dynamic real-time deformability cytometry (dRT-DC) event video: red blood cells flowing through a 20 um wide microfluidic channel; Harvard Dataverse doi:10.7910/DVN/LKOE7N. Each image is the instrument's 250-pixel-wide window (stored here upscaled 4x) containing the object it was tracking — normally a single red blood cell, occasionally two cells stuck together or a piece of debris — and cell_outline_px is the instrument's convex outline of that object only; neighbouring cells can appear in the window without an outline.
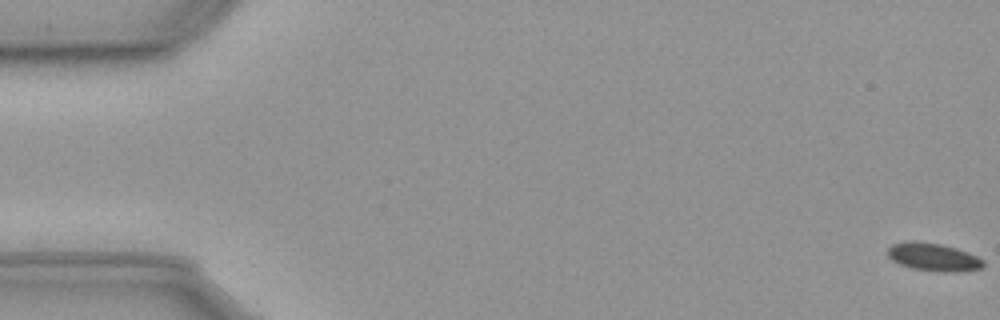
{"species": "common noctule bat (a hibernating species)", "species_latin": "Nyctalus noctula", "temperature_condition": "cold", "stored_images_in_passage": 58, "camera_frame_rate_fps": 3000, "um_per_image_px": 0.085, "animal": {"sex": "male", "body_mass_g": 23.1, "forearm_length_mm": 52.7}, "frame": {"image": 1, "passage_image": 1, "time_ms": 0.0, "image_size_px": [1000, 320], "cell_outline_px": [[984, 264], [980, 268], [964, 272], [940, 272], [912, 268], [900, 264], [892, 260], [888, 256], [888, 248], [892, 244], [908, 240], [916, 240], [940, 244], [956, 248], [968, 252], [984, 260]], "centroid_in_image_um": [79.33, 21.84], "position_along_channel_um": 5.7, "area_um2": 15.72}}
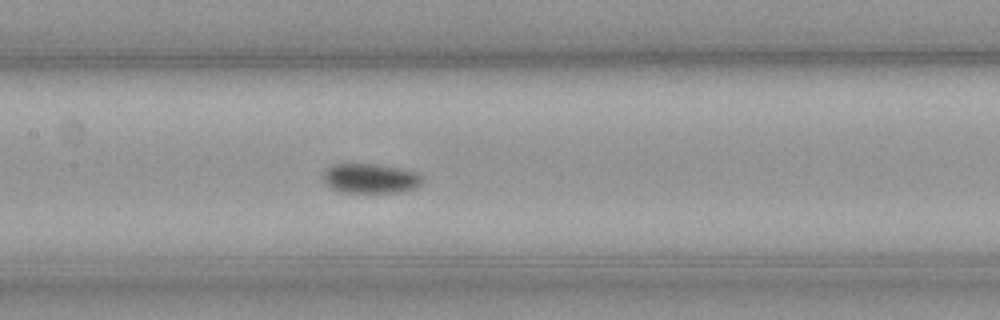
{"frame": {"image": 2, "passage_image": 28, "time_ms": 9.0, "image_size_px": [1000, 320], "cell_outline_px": [[424, 180], [416, 188], [400, 192], [340, 192], [332, 188], [324, 180], [324, 172], [332, 164], [372, 164], [396, 168], [416, 172], [424, 176]], "centroid_in_image_um": [31.52, 15.17], "position_along_channel_um": 175.9, "area_um2": 16.94}}
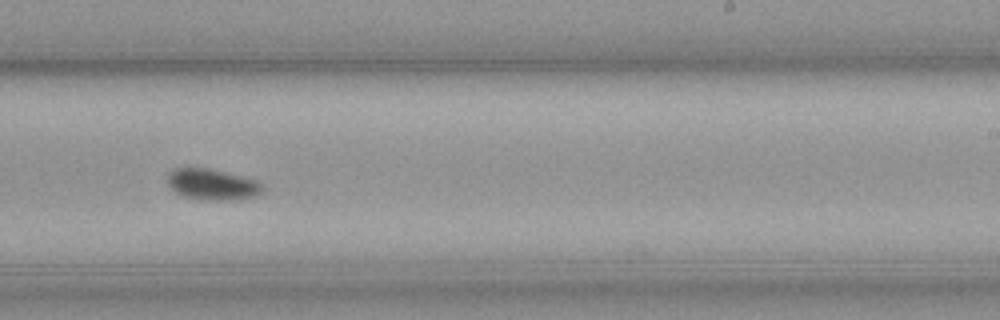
{"frame": {"image": 3, "passage_image": 36, "time_ms": 11.667, "image_size_px": [1000, 320], "cell_outline_px": [[264, 192], [256, 196], [236, 200], [204, 200], [184, 196], [176, 192], [168, 184], [168, 172], [176, 168], [208, 168], [256, 180], [260, 184]], "centroid_in_image_um": [18.05, 15.69], "position_along_channel_um": 271.0, "area_um2": 17.05}, "authors_computed_cell_mechanics": {"area_um2": 15.9239, "velocity_mm_per_s": 3.5801, "shape_relaxation_time_tau1_ms": 5.0768, "shape_relaxation_time_tau2_ms": null, "deformation_change_tau1": 0.0536, "deformation_change_tau2": null}}